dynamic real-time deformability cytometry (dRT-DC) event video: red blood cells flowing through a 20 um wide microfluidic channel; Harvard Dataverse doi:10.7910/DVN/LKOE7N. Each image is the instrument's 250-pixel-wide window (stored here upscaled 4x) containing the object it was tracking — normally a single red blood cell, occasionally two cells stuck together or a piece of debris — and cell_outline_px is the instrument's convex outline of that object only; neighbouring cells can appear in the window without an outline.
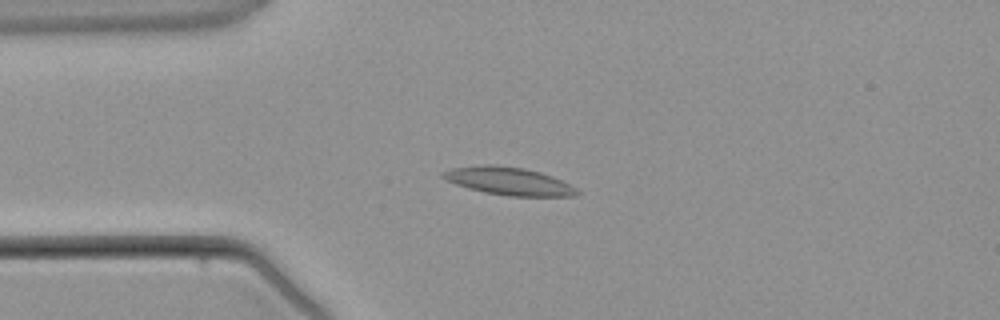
{"species": "common noctule bat (a hibernating species)", "species_latin": "Nyctalus noctula", "temperature_condition": "warm", "stored_images_in_passage": 4, "camera_frame_rate_fps": 3000, "um_per_image_px": 0.085, "animal": {"sex": "male", "body_mass_g": 21.5, "forearm_length_mm": 52.0}, "frame": {"image": 1, "passage_image": 3, "time_ms": 2.333, "image_size_px": [1000, 320], "cell_outline_px": [[580, 192], [576, 196], [508, 196], [484, 192], [468, 188], [444, 180], [440, 176], [440, 172], [452, 168], [484, 164], [492, 164], [524, 168], [540, 172], [552, 176], [576, 188]], "centroid_in_image_um": [43.19, 15.39], "position_along_channel_um": 41.8, "area_um2": 21.79}}